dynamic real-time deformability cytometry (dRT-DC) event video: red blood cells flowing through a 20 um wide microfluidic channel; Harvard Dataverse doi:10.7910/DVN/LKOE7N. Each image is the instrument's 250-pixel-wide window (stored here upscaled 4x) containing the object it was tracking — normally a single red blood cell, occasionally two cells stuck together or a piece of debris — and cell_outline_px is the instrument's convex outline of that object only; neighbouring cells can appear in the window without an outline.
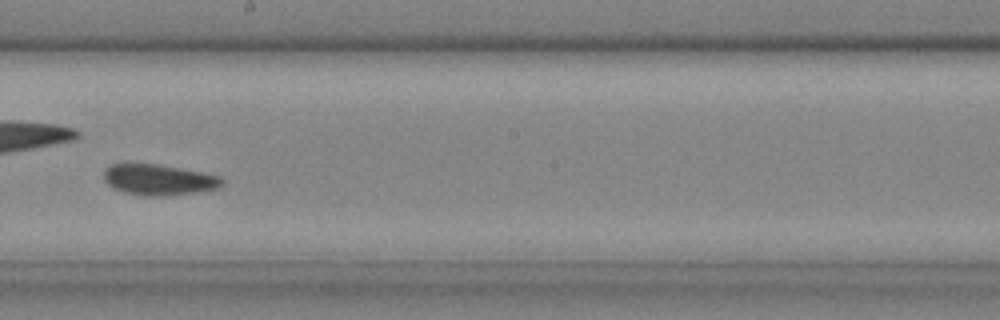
{"species": "common noctule bat (a hibernating species)", "species_latin": "Nyctalus noctula", "temperature_condition": "cold", "stored_images_in_passage": 28, "camera_frame_rate_fps": 3000, "um_per_image_px": 0.085, "animal": {"sex": "male", "body_mass_g": 20.4}, "frame": {"image": 1, "passage_image": 16, "time_ms": 5.0, "image_size_px": [1000, 320], "cell_outline_px": [[224, 180], [216, 188], [192, 192], [164, 196], [140, 196], [124, 192], [112, 188], [104, 180], [104, 168], [112, 164], [160, 164], [220, 176]], "centroid_in_image_um": [13.42, 15.27], "position_along_channel_um": 234.8, "area_um2": 21.04}}